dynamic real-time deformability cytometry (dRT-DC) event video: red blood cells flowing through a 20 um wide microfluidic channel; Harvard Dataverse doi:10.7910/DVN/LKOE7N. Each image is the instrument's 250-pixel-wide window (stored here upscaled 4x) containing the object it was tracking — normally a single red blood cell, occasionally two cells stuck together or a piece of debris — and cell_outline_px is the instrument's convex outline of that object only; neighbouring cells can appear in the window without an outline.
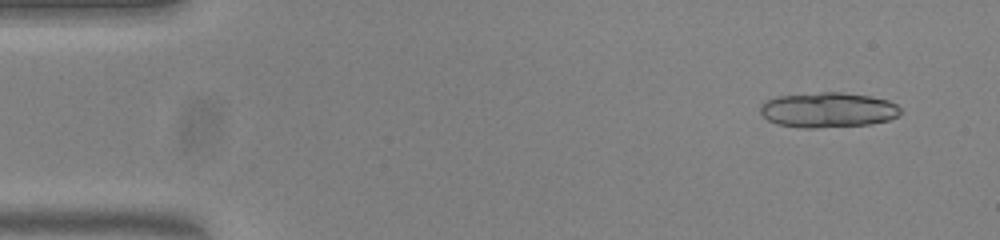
{"species": "common noctule bat (a hibernating species)", "species_latin": "Nyctalus noctula", "temperature_condition": "warm", "stored_images_in_passage": 15, "camera_frame_rate_fps": 3000, "um_per_image_px": 0.085, "animal": {"sex": "female", "body_mass_g": 23.0, "forearm_length_mm": 53.4}, "frame": {"image": 1, "passage_image": 4, "time_ms": 1.0, "image_size_px": [1000, 240], "cell_outline_px": [[900, 112], [896, 116], [888, 120], [872, 124], [816, 128], [804, 128], [776, 124], [768, 120], [760, 112], [760, 104], [764, 100], [776, 96], [820, 92], [840, 92], [872, 96], [888, 100], [896, 104], [900, 108]], "centroid_in_image_um": [70.34, 9.34], "position_along_channel_um": 14.7, "area_um2": 28.9}}